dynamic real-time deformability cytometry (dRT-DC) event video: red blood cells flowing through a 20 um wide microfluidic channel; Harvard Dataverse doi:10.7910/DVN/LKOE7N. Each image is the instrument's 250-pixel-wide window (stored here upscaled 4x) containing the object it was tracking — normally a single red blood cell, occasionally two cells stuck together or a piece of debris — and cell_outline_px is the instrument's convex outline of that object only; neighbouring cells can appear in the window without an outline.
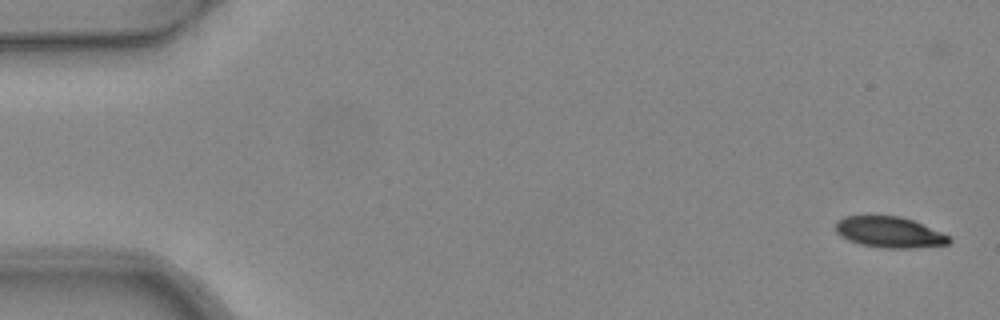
{"species": "common noctule bat (a hibernating species)", "species_latin": "Nyctalus noctula", "temperature_condition": "warm", "stored_images_in_passage": 6, "camera_frame_rate_fps": 3000, "um_per_image_px": 0.085, "animal": {"sex": "female", "body_mass_g": 24.6, "forearm_length_mm": 56.2}, "frame": {"image": 1, "passage_image": 1, "time_ms": 0.0, "image_size_px": [1000, 320], "cell_outline_px": [[952, 240], [948, 244], [912, 248], [884, 248], [860, 244], [848, 240], [840, 236], [836, 232], [836, 220], [844, 216], [900, 216], [912, 220], [952, 236]], "centroid_in_image_um": [75.61, 19.74], "position_along_channel_um": 9.4, "area_um2": 20.52}}
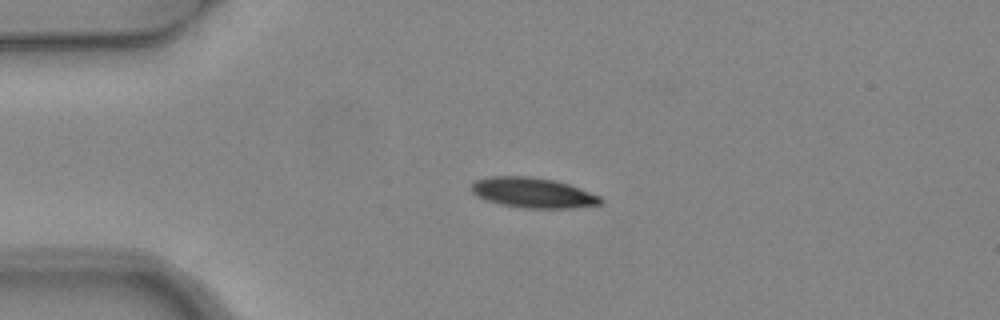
{"frame": {"image": 2, "passage_image": 4, "time_ms": 1.0, "image_size_px": [1000, 320], "cell_outline_px": [[604, 200], [600, 204], [572, 208], [524, 208], [500, 204], [476, 196], [472, 192], [472, 184], [476, 180], [492, 176], [532, 176], [556, 180], [568, 184], [600, 196]], "centroid_in_image_um": [45.31, 16.38], "position_along_channel_um": 39.7, "area_um2": 22.66}}
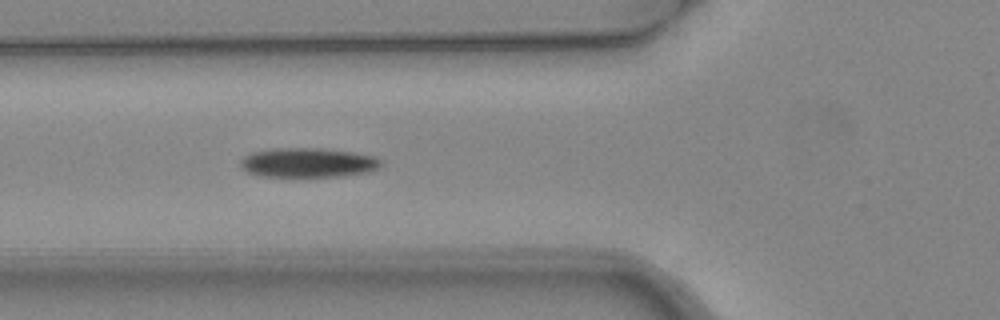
{"frame": {"image": 3, "passage_image": 6, "time_ms": 1.667, "image_size_px": [1000, 320], "cell_outline_px": [[380, 168], [368, 172], [344, 176], [260, 176], [248, 172], [240, 168], [240, 160], [244, 156], [252, 152], [272, 148], [324, 148], [352, 152], [372, 156], [380, 160]], "centroid_in_image_um": [26.14, 13.82], "position_along_channel_um": 99.7, "area_um2": 24.16}}